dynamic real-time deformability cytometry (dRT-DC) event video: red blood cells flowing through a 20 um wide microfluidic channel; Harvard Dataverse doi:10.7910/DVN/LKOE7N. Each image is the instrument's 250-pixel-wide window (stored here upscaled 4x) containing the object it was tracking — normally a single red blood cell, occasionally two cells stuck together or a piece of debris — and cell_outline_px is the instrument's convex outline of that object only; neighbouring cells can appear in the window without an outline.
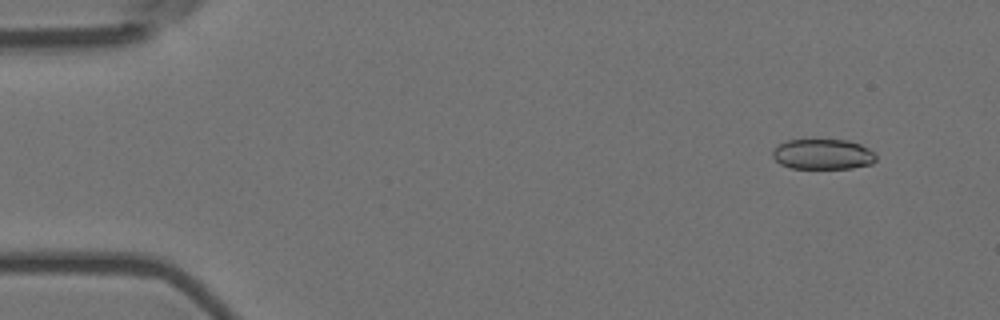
{"species": "Egyptian fruit bat (a non-hibernating species)", "species_latin": "Rousettus aegyptiacus", "temperature_condition": "room temperature", "stored_images_in_passage": 8, "camera_frame_rate_fps": 3000, "um_per_image_px": 0.085, "animal": {"sex": "female"}, "frame": {"image": 1, "passage_image": 2, "time_ms": 0.333, "image_size_px": [1000, 320], "cell_outline_px": [[876, 160], [872, 164], [852, 168], [788, 168], [780, 164], [772, 156], [772, 152], [780, 144], [788, 140], [848, 140], [860, 144], [868, 148], [876, 156]], "centroid_in_image_um": [69.95, 13.12], "position_along_channel_um": 15.0, "area_um2": 18.21}}